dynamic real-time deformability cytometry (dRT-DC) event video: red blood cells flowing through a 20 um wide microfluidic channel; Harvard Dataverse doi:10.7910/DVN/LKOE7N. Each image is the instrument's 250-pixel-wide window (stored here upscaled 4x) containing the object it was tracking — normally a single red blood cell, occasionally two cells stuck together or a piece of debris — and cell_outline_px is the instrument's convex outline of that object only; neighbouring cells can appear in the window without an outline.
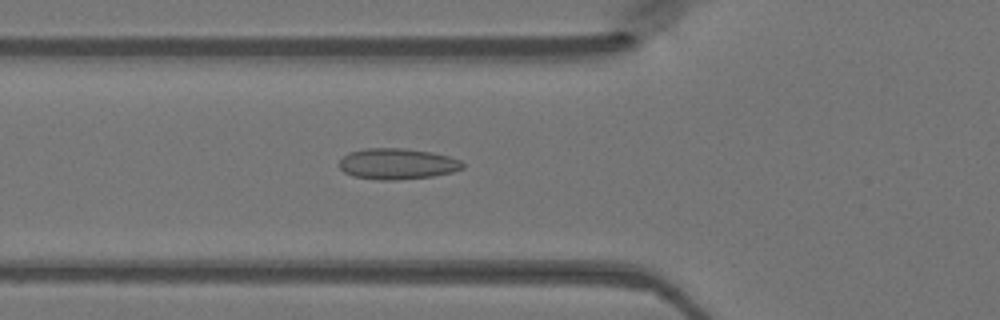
{"species": "Egyptian fruit bat (a non-hibernating species)", "species_latin": "Rousettus aegyptiacus", "temperature_condition": "warm", "stored_images_in_passage": 48, "camera_frame_rate_fps": 3000, "um_per_image_px": 0.085, "animal": {"sex": "female"}, "frame": {"image": 1, "passage_image": 17, "time_ms": 5.333, "image_size_px": [1000, 320], "cell_outline_px": [[464, 168], [452, 172], [432, 176], [396, 180], [376, 180], [352, 176], [344, 172], [340, 168], [340, 160], [348, 152], [368, 148], [404, 148], [432, 152], [448, 156], [460, 160], [464, 164]], "centroid_in_image_um": [33.76, 13.93], "position_along_channel_um": 92.0, "area_um2": 22.31}}
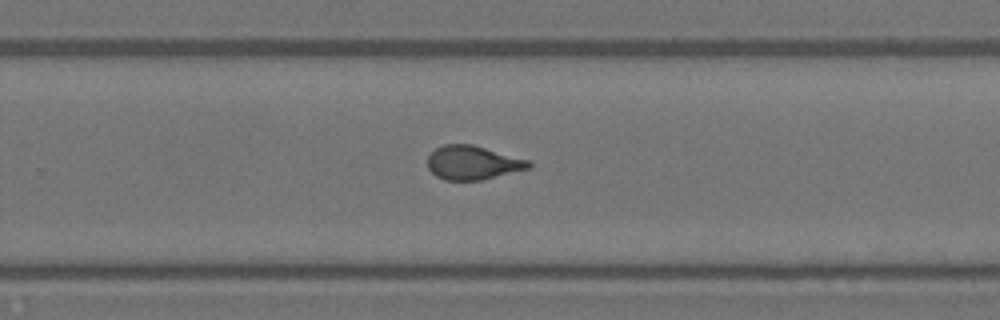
{"frame": {"image": 2, "passage_image": 31, "time_ms": 10.0, "image_size_px": [1000, 320], "cell_outline_px": [[532, 164], [528, 168], [480, 180], [444, 180], [436, 176], [428, 168], [428, 156], [436, 148], [444, 144], [472, 144], [528, 160]], "centroid_in_image_um": [40.14, 13.82], "position_along_channel_um": 289.7, "area_um2": 19.65}}
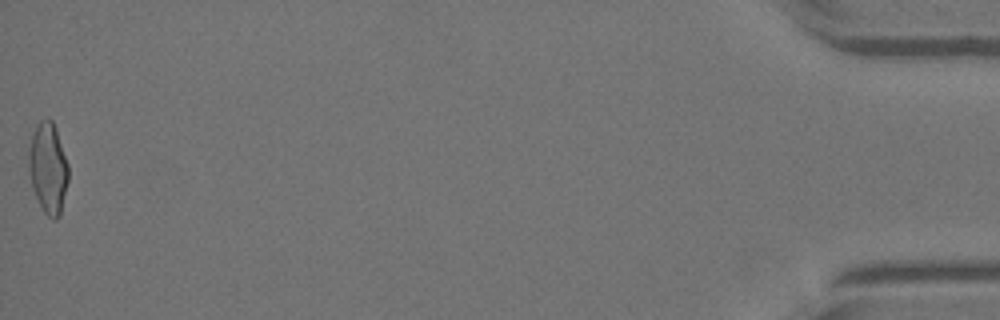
{"frame": {"image": 3, "passage_image": 48, "time_ms": 15.667, "image_size_px": [1000, 320], "cell_outline_px": [[68, 180], [60, 216], [56, 220], [52, 220], [44, 212], [32, 188], [28, 168], [28, 148], [32, 132], [36, 124], [40, 120], [48, 116], [52, 120], [56, 128], [68, 164]], "centroid_in_image_um": [4.07, 14.25], "position_along_channel_um": 431.1, "area_um2": 21.33}}